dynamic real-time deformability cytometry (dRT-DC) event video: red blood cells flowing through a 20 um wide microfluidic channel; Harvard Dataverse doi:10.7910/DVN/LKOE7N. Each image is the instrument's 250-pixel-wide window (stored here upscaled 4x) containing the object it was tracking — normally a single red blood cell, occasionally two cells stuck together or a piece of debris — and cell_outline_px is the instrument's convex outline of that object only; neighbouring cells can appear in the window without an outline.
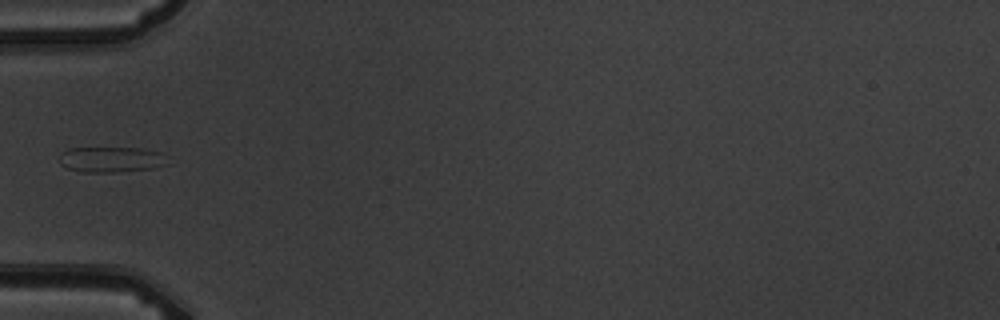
{"species": "common noctule bat (a hibernating species)", "species_latin": "Nyctalus noctula", "temperature_condition": "warm", "stored_images_in_passage": 1, "camera_frame_rate_fps": 3000, "um_per_image_px": 0.085, "animal": {"sex": "male", "body_mass_g": 19.5, "forearm_length_mm": 54.6}, "frame": {"image": 1, "passage_image": 1, "time_ms": 0.0, "image_size_px": [1000, 320], "cell_outline_px": [[164, 164], [156, 168], [116, 172], [80, 172], [68, 168], [60, 164], [60, 156], [68, 148], [144, 148], [160, 152]], "centroid_in_image_um": [9.39, 13.56], "position_along_channel_um": 75.6, "area_um2": 15.84}}